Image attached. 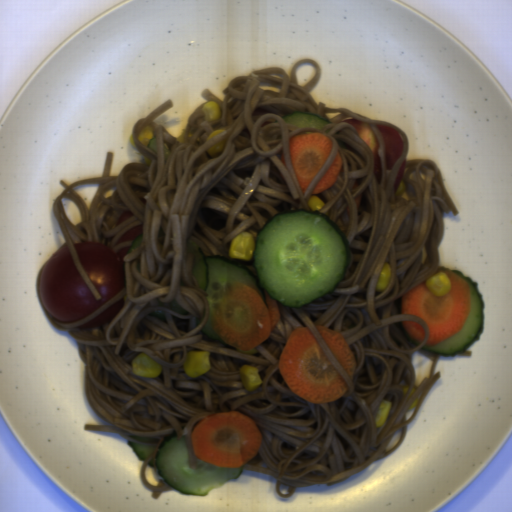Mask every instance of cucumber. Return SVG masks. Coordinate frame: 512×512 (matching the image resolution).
I'll return each mask as SVG.
<instances>
[{
  "label": "cucumber",
  "mask_w": 512,
  "mask_h": 512,
  "mask_svg": "<svg viewBox=\"0 0 512 512\" xmlns=\"http://www.w3.org/2000/svg\"><path fill=\"white\" fill-rule=\"evenodd\" d=\"M468 283L471 292L470 312L461 331L434 345H423L421 349L444 357H455L468 352V348L481 340L485 332V300L478 281L465 276L460 270L447 268Z\"/></svg>",
  "instance_id": "cucumber-3"
},
{
  "label": "cucumber",
  "mask_w": 512,
  "mask_h": 512,
  "mask_svg": "<svg viewBox=\"0 0 512 512\" xmlns=\"http://www.w3.org/2000/svg\"><path fill=\"white\" fill-rule=\"evenodd\" d=\"M187 249L194 256L192 275L208 295L209 314L200 332L225 345L213 328L212 316L229 283H244L266 305L267 293L283 307L300 309L335 293L351 261L345 232L326 214L303 209L276 214L258 231L252 261L255 274L245 264L221 255L206 256L190 238Z\"/></svg>",
  "instance_id": "cucumber-1"
},
{
  "label": "cucumber",
  "mask_w": 512,
  "mask_h": 512,
  "mask_svg": "<svg viewBox=\"0 0 512 512\" xmlns=\"http://www.w3.org/2000/svg\"><path fill=\"white\" fill-rule=\"evenodd\" d=\"M128 446H131L133 452L138 457L139 461H144L147 459V457L155 452L156 446H148L138 443H133L128 440Z\"/></svg>",
  "instance_id": "cucumber-5"
},
{
  "label": "cucumber",
  "mask_w": 512,
  "mask_h": 512,
  "mask_svg": "<svg viewBox=\"0 0 512 512\" xmlns=\"http://www.w3.org/2000/svg\"><path fill=\"white\" fill-rule=\"evenodd\" d=\"M141 244H142V233L140 235H138L137 237H135V239L133 240L131 247L129 248L127 253H131L135 249L141 247Z\"/></svg>",
  "instance_id": "cucumber-6"
},
{
  "label": "cucumber",
  "mask_w": 512,
  "mask_h": 512,
  "mask_svg": "<svg viewBox=\"0 0 512 512\" xmlns=\"http://www.w3.org/2000/svg\"><path fill=\"white\" fill-rule=\"evenodd\" d=\"M285 124L293 125L296 127H316L324 128L332 123L328 119L317 112L299 111L294 110L281 116Z\"/></svg>",
  "instance_id": "cucumber-4"
},
{
  "label": "cucumber",
  "mask_w": 512,
  "mask_h": 512,
  "mask_svg": "<svg viewBox=\"0 0 512 512\" xmlns=\"http://www.w3.org/2000/svg\"><path fill=\"white\" fill-rule=\"evenodd\" d=\"M147 147L158 154L156 136L154 138H150L147 143Z\"/></svg>",
  "instance_id": "cucumber-7"
},
{
  "label": "cucumber",
  "mask_w": 512,
  "mask_h": 512,
  "mask_svg": "<svg viewBox=\"0 0 512 512\" xmlns=\"http://www.w3.org/2000/svg\"><path fill=\"white\" fill-rule=\"evenodd\" d=\"M157 475L181 495L208 496L229 480L241 477L246 463L238 468H222L196 458L195 469L189 466L185 436L172 435L164 440L155 456Z\"/></svg>",
  "instance_id": "cucumber-2"
},
{
  "label": "cucumber",
  "mask_w": 512,
  "mask_h": 512,
  "mask_svg": "<svg viewBox=\"0 0 512 512\" xmlns=\"http://www.w3.org/2000/svg\"><path fill=\"white\" fill-rule=\"evenodd\" d=\"M405 335H406L407 341L410 342L411 344H413L415 346H418L419 344H421V342H418V341L414 340L413 338H411L406 330H405Z\"/></svg>",
  "instance_id": "cucumber-8"
}]
</instances>
